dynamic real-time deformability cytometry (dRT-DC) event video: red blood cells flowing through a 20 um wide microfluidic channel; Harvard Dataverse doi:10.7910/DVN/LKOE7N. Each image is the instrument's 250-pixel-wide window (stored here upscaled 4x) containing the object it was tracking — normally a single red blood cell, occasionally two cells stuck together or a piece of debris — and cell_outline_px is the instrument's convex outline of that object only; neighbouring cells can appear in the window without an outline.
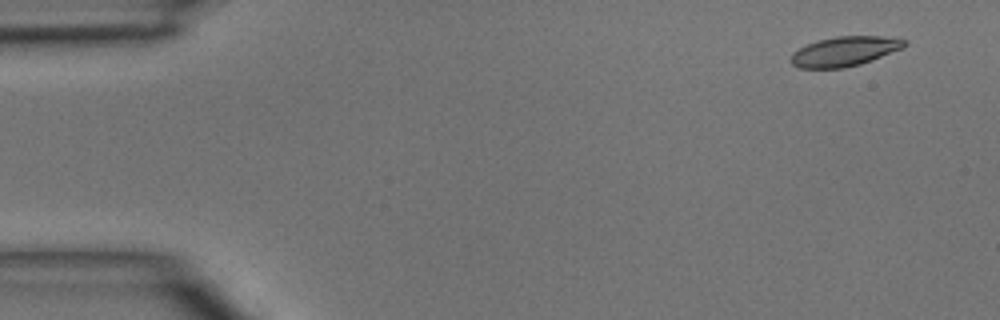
{"species": "common noctule bat (a hibernating species)", "species_latin": "Nyctalus noctula", "temperature_condition": "room temperature", "stored_images_in_passage": 5, "camera_frame_rate_fps": 3000, "um_per_image_px": 0.085, "animal": {"sex": "male", "body_mass_g": 15.6}, "frame": {"image": 1, "passage_image": 1, "time_ms": 0.0, "image_size_px": [1000, 320], "cell_outline_px": [[908, 44], [904, 48], [860, 64], [844, 68], [800, 68], [792, 64], [792, 52], [816, 40], [836, 36], [880, 36], [908, 40]], "centroid_in_image_um": [71.82, 4.36], "position_along_channel_um": 13.2, "area_um2": 19.59}}